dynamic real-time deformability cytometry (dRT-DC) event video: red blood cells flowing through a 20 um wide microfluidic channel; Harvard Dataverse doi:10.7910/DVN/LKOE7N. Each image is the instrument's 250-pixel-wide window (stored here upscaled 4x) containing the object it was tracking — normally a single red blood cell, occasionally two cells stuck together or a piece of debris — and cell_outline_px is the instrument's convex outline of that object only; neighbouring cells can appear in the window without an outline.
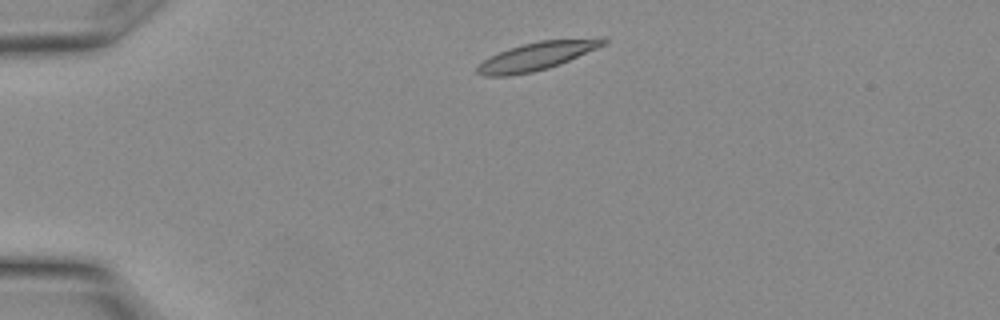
{"species": "Egyptian fruit bat (a non-hibernating species)", "species_latin": "Rousettus aegyptiacus", "temperature_condition": "warm", "stored_images_in_passage": 24, "camera_frame_rate_fps": 3000, "um_per_image_px": 0.085, "animal": {"sex": "female"}, "frame": {"image": 1, "passage_image": 1, "time_ms": 0.0, "image_size_px": [1000, 320], "cell_outline_px": [[608, 44], [560, 64], [548, 68], [532, 72], [508, 76], [484, 76], [476, 72], [476, 64], [488, 56], [524, 44], [540, 40], [608, 40]], "centroid_in_image_um": [45.5, 4.82], "position_along_channel_um": 39.5, "area_um2": 20.11}}
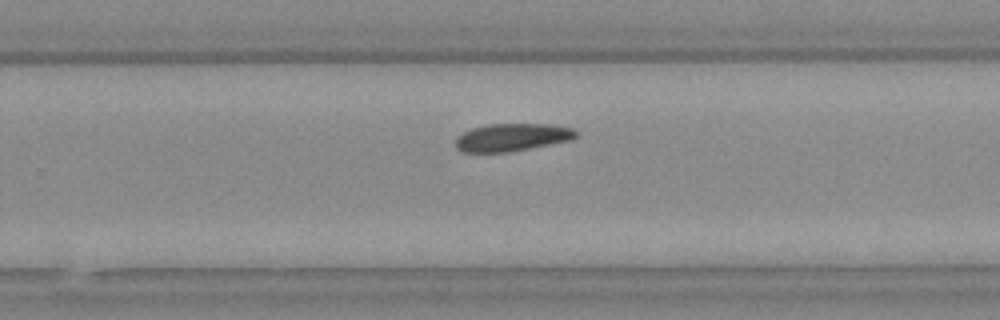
{"frame": {"image": 2, "passage_image": 14, "time_ms": 4.333, "image_size_px": [1000, 320], "cell_outline_px": [[576, 136], [572, 140], [508, 152], [464, 152], [456, 148], [456, 136], [472, 128], [488, 124], [548, 124], [576, 128]], "centroid_in_image_um": [43.53, 11.66], "position_along_channel_um": 286.3, "area_um2": 19.42}}
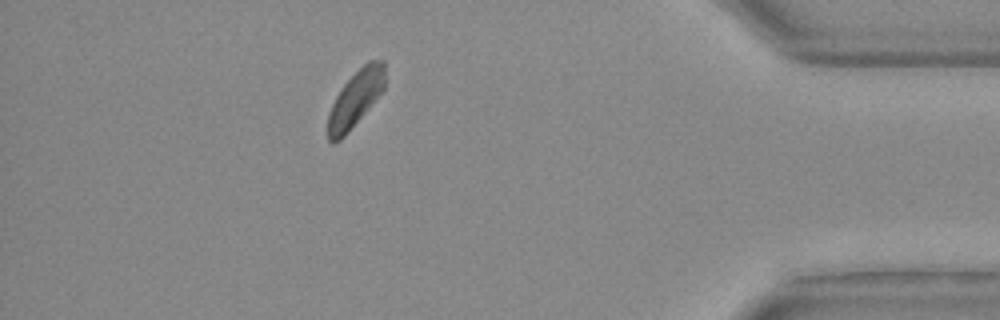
{"frame": {"image": 3, "passage_image": 21, "time_ms": 6.667, "image_size_px": [1000, 320], "cell_outline_px": [[384, 88], [348, 132], [340, 140], [332, 144], [328, 140], [328, 112], [340, 88], [368, 60], [384, 60]], "centroid_in_image_um": [30.18, 8.4], "position_along_channel_um": 405.0, "area_um2": 18.21}}